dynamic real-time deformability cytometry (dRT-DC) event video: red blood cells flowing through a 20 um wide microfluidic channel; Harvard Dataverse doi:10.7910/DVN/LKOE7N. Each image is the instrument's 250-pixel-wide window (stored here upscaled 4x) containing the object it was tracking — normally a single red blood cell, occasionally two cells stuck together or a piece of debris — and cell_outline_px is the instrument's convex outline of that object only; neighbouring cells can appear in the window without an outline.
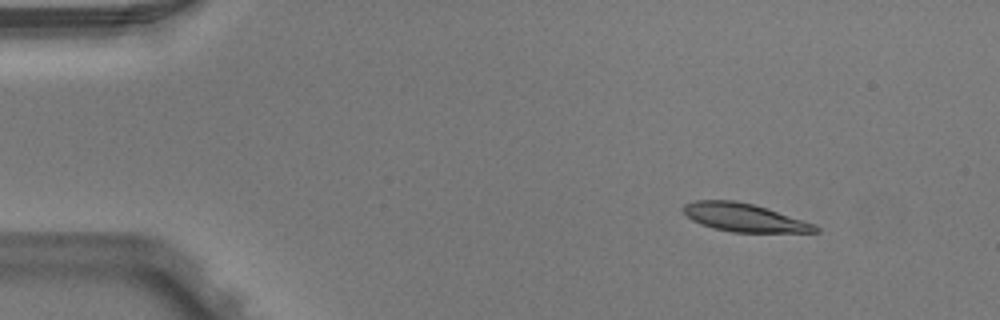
{"species": "Egyptian fruit bat (a non-hibernating species)", "species_latin": "Rousettus aegyptiacus", "temperature_condition": "warm", "stored_images_in_passage": 5, "camera_frame_rate_fps": 3000, "um_per_image_px": 0.085, "animal": {"sex": "male"}, "frame": {"image": 1, "passage_image": 1, "time_ms": 0.0, "image_size_px": [1000, 320], "cell_outline_px": [[820, 232], [732, 232], [712, 228], [700, 224], [692, 220], [680, 208], [684, 204], [696, 200], [736, 200], [752, 204], [816, 224], [820, 228]], "centroid_in_image_um": [63.23, 18.49], "position_along_channel_um": 21.8, "area_um2": 21.62}}
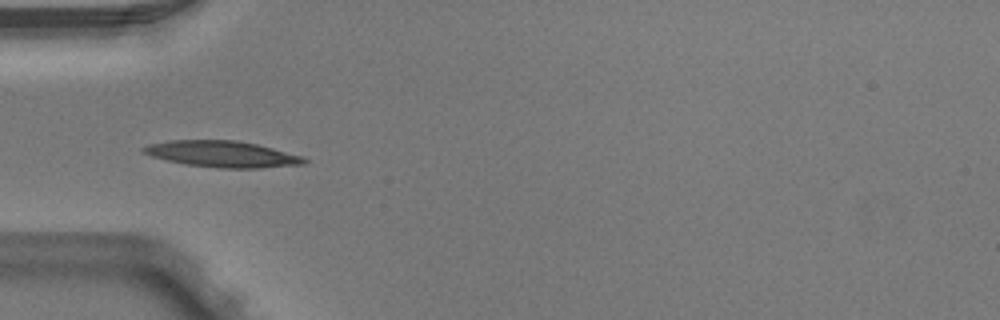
{"frame": {"image": 2, "passage_image": 4, "time_ms": 1.0, "image_size_px": [1000, 320], "cell_outline_px": [[308, 160], [304, 164], [260, 168], [220, 168], [184, 164], [152, 156], [140, 152], [140, 148], [148, 144], [168, 140], [236, 140], [256, 144], [304, 156]], "centroid_in_image_um": [18.87, 13.09], "position_along_channel_um": 66.1, "area_um2": 24.68}}
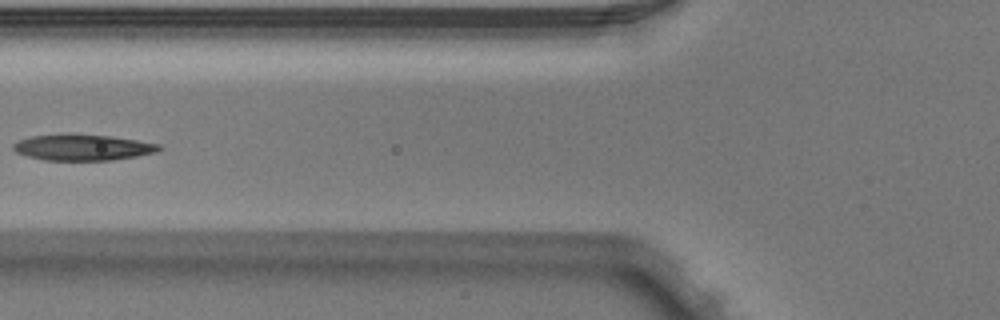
{"frame": {"image": 3, "passage_image": 5, "time_ms": 1.333, "image_size_px": [1000, 320], "cell_outline_px": [[164, 148], [156, 152], [136, 156], [112, 160], [44, 160], [28, 156], [16, 152], [12, 148], [12, 144], [20, 140], [32, 136], [108, 136], [136, 140], [160, 144]], "centroid_in_image_um": [7.07, 12.56], "position_along_channel_um": 118.7, "area_um2": 21.27}}